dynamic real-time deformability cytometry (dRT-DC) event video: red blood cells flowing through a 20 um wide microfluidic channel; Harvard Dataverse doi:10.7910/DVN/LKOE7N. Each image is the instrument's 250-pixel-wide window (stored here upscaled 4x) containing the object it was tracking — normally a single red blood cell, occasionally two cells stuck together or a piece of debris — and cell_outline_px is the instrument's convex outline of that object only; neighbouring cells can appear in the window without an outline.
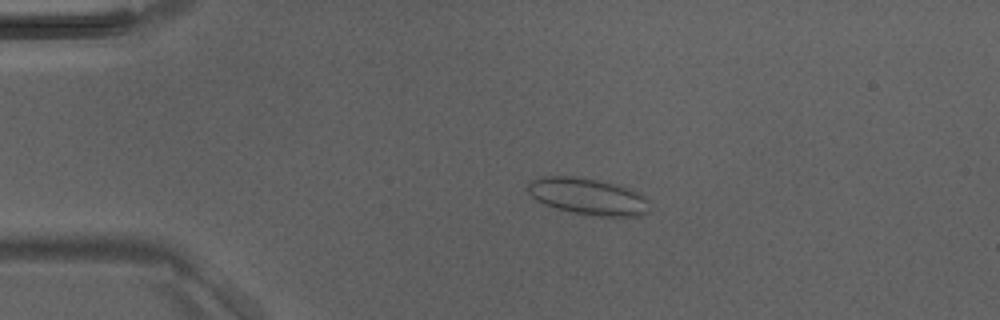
{"species": "Egyptian fruit bat (a non-hibernating species)", "species_latin": "Rousettus aegyptiacus", "temperature_condition": "room temperature", "stored_images_in_passage": 46, "camera_frame_rate_fps": 3000, "um_per_image_px": 0.085, "animal": {"sex": "male"}, "frame": {"image": 1, "passage_image": 10, "time_ms": 3.0, "image_size_px": [1000, 320], "cell_outline_px": [[648, 212], [640, 216], [600, 216], [572, 212], [556, 208], [544, 204], [536, 200], [524, 188], [532, 180], [544, 176], [576, 176], [616, 184], [640, 192], [648, 200]], "centroid_in_image_um": [49.96, 16.69], "position_along_channel_um": 35.0, "area_um2": 26.01}}
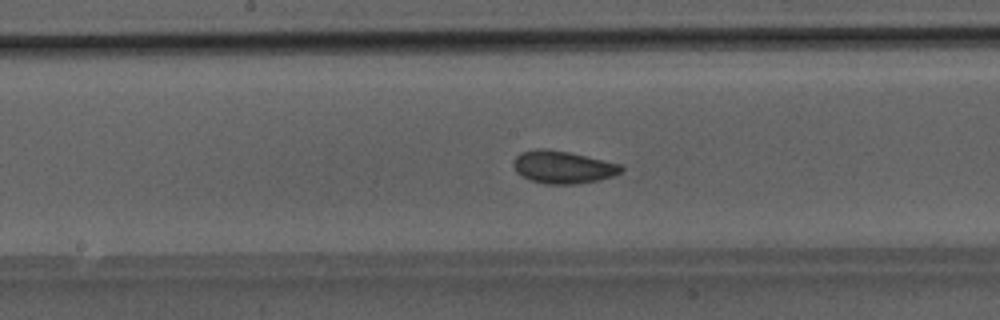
{"frame": {"image": 2, "passage_image": 24, "time_ms": 7.667, "image_size_px": [1000, 320], "cell_outline_px": [[624, 168], [620, 172], [612, 176], [600, 180], [576, 184], [544, 184], [532, 180], [516, 172], [512, 164], [512, 160], [520, 152], [536, 148], [548, 148], [568, 152], [620, 164]], "centroid_in_image_um": [47.8, 14.2], "position_along_channel_um": 200.4, "area_um2": 20.46}}
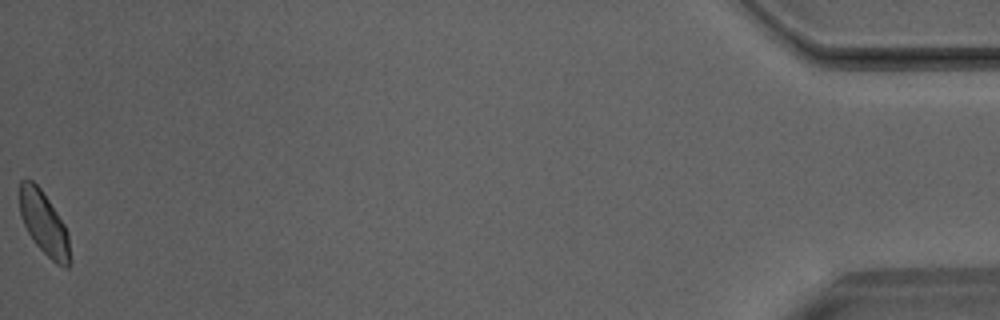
{"frame": {"image": 3, "passage_image": 46, "time_ms": 15.0, "image_size_px": [1000, 320], "cell_outline_px": [[68, 268], [64, 268], [56, 264], [32, 240], [20, 216], [20, 180], [32, 180], [40, 188], [64, 224], [68, 232]], "centroid_in_image_um": [3.71, 18.97], "position_along_channel_um": 431.5, "area_um2": 18.03}}